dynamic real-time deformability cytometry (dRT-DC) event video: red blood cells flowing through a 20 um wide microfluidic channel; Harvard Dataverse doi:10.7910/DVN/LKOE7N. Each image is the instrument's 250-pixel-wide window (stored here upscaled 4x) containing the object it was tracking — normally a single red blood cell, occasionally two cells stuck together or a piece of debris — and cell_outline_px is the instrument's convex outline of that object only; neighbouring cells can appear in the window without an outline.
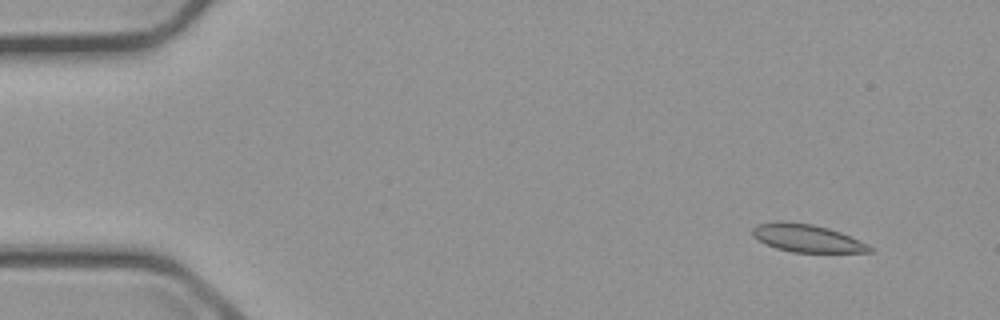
{"species": "common noctule bat (a hibernating species)", "species_latin": "Nyctalus noctula", "temperature_condition": "cold", "stored_images_in_passage": 4, "camera_frame_rate_fps": 3000, "um_per_image_px": 0.085, "animal": {"sex": "male", "body_mass_g": 23.1, "forearm_length_mm": 52.7}, "frame": {"image": 1, "passage_image": 1, "time_ms": 0.0, "image_size_px": [1000, 320], "cell_outline_px": [[876, 248], [872, 252], [792, 252], [776, 248], [752, 236], [752, 228], [756, 224], [776, 220], [780, 220], [812, 224], [828, 228], [840, 232], [868, 244]], "centroid_in_image_um": [68.59, 20.23], "position_along_channel_um": 16.4, "area_um2": 19.02}}
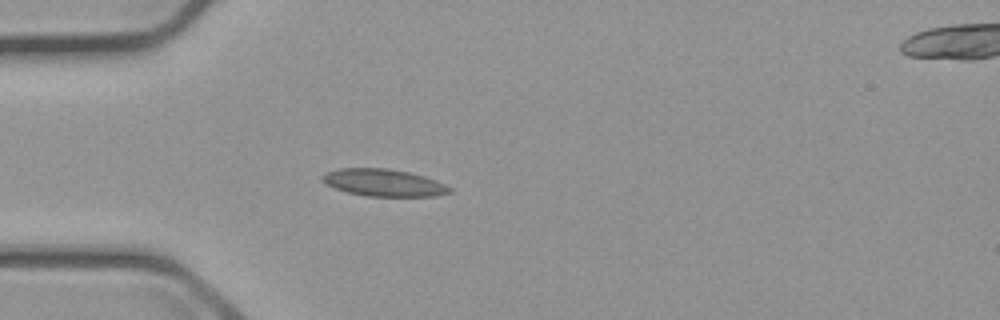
{"frame": {"image": 2, "passage_image": 4, "time_ms": 3.667, "image_size_px": [1000, 320], "cell_outline_px": [[452, 192], [436, 196], [368, 196], [348, 192], [324, 184], [320, 180], [320, 176], [328, 172], [340, 168], [388, 168], [408, 172], [424, 176], [436, 180], [452, 188]], "centroid_in_image_um": [32.6, 15.52], "position_along_channel_um": 52.4, "area_um2": 20.17}}